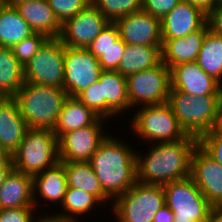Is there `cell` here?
<instances>
[{
	"mask_svg": "<svg viewBox=\"0 0 222 222\" xmlns=\"http://www.w3.org/2000/svg\"><path fill=\"white\" fill-rule=\"evenodd\" d=\"M197 145L198 138L188 135L178 141L153 144L146 157L136 154L137 181L164 185L190 177L191 158Z\"/></svg>",
	"mask_w": 222,
	"mask_h": 222,
	"instance_id": "obj_1",
	"label": "cell"
},
{
	"mask_svg": "<svg viewBox=\"0 0 222 222\" xmlns=\"http://www.w3.org/2000/svg\"><path fill=\"white\" fill-rule=\"evenodd\" d=\"M124 142V143H123ZM125 141L111 134L100 144L89 163L103 191L114 200L137 182L136 154Z\"/></svg>",
	"mask_w": 222,
	"mask_h": 222,
	"instance_id": "obj_2",
	"label": "cell"
},
{
	"mask_svg": "<svg viewBox=\"0 0 222 222\" xmlns=\"http://www.w3.org/2000/svg\"><path fill=\"white\" fill-rule=\"evenodd\" d=\"M68 97L63 88L27 82L13 96L28 128L50 130L55 127Z\"/></svg>",
	"mask_w": 222,
	"mask_h": 222,
	"instance_id": "obj_3",
	"label": "cell"
},
{
	"mask_svg": "<svg viewBox=\"0 0 222 222\" xmlns=\"http://www.w3.org/2000/svg\"><path fill=\"white\" fill-rule=\"evenodd\" d=\"M167 103L185 132L199 138L213 130L222 95L194 96L170 89Z\"/></svg>",
	"mask_w": 222,
	"mask_h": 222,
	"instance_id": "obj_4",
	"label": "cell"
},
{
	"mask_svg": "<svg viewBox=\"0 0 222 222\" xmlns=\"http://www.w3.org/2000/svg\"><path fill=\"white\" fill-rule=\"evenodd\" d=\"M11 158L13 169L34 177L60 161L58 138L53 130L29 128Z\"/></svg>",
	"mask_w": 222,
	"mask_h": 222,
	"instance_id": "obj_5",
	"label": "cell"
},
{
	"mask_svg": "<svg viewBox=\"0 0 222 222\" xmlns=\"http://www.w3.org/2000/svg\"><path fill=\"white\" fill-rule=\"evenodd\" d=\"M112 204L117 222H153L156 212L165 204L163 185L137 181Z\"/></svg>",
	"mask_w": 222,
	"mask_h": 222,
	"instance_id": "obj_6",
	"label": "cell"
},
{
	"mask_svg": "<svg viewBox=\"0 0 222 222\" xmlns=\"http://www.w3.org/2000/svg\"><path fill=\"white\" fill-rule=\"evenodd\" d=\"M130 127L150 144L174 142L188 136L168 103L138 108Z\"/></svg>",
	"mask_w": 222,
	"mask_h": 222,
	"instance_id": "obj_7",
	"label": "cell"
},
{
	"mask_svg": "<svg viewBox=\"0 0 222 222\" xmlns=\"http://www.w3.org/2000/svg\"><path fill=\"white\" fill-rule=\"evenodd\" d=\"M165 204L174 213V222H207L212 206L191 177L163 185Z\"/></svg>",
	"mask_w": 222,
	"mask_h": 222,
	"instance_id": "obj_8",
	"label": "cell"
},
{
	"mask_svg": "<svg viewBox=\"0 0 222 222\" xmlns=\"http://www.w3.org/2000/svg\"><path fill=\"white\" fill-rule=\"evenodd\" d=\"M126 86L131 108L167 103L171 89L170 69L161 61L155 67L127 76Z\"/></svg>",
	"mask_w": 222,
	"mask_h": 222,
	"instance_id": "obj_9",
	"label": "cell"
},
{
	"mask_svg": "<svg viewBox=\"0 0 222 222\" xmlns=\"http://www.w3.org/2000/svg\"><path fill=\"white\" fill-rule=\"evenodd\" d=\"M65 46L59 38H48L24 65L25 82L63 88Z\"/></svg>",
	"mask_w": 222,
	"mask_h": 222,
	"instance_id": "obj_10",
	"label": "cell"
},
{
	"mask_svg": "<svg viewBox=\"0 0 222 222\" xmlns=\"http://www.w3.org/2000/svg\"><path fill=\"white\" fill-rule=\"evenodd\" d=\"M63 89L69 97H77L98 81L104 71L97 58L87 48L65 46Z\"/></svg>",
	"mask_w": 222,
	"mask_h": 222,
	"instance_id": "obj_11",
	"label": "cell"
},
{
	"mask_svg": "<svg viewBox=\"0 0 222 222\" xmlns=\"http://www.w3.org/2000/svg\"><path fill=\"white\" fill-rule=\"evenodd\" d=\"M104 121L99 117L92 125L65 133L58 140L60 162H89L108 136L103 132Z\"/></svg>",
	"mask_w": 222,
	"mask_h": 222,
	"instance_id": "obj_12",
	"label": "cell"
},
{
	"mask_svg": "<svg viewBox=\"0 0 222 222\" xmlns=\"http://www.w3.org/2000/svg\"><path fill=\"white\" fill-rule=\"evenodd\" d=\"M110 22L91 3L62 24L59 39L64 46L87 48Z\"/></svg>",
	"mask_w": 222,
	"mask_h": 222,
	"instance_id": "obj_13",
	"label": "cell"
},
{
	"mask_svg": "<svg viewBox=\"0 0 222 222\" xmlns=\"http://www.w3.org/2000/svg\"><path fill=\"white\" fill-rule=\"evenodd\" d=\"M190 177L212 207H222V166L199 145L192 154Z\"/></svg>",
	"mask_w": 222,
	"mask_h": 222,
	"instance_id": "obj_14",
	"label": "cell"
},
{
	"mask_svg": "<svg viewBox=\"0 0 222 222\" xmlns=\"http://www.w3.org/2000/svg\"><path fill=\"white\" fill-rule=\"evenodd\" d=\"M114 24L126 44L162 46L161 20L142 9L117 19Z\"/></svg>",
	"mask_w": 222,
	"mask_h": 222,
	"instance_id": "obj_15",
	"label": "cell"
},
{
	"mask_svg": "<svg viewBox=\"0 0 222 222\" xmlns=\"http://www.w3.org/2000/svg\"><path fill=\"white\" fill-rule=\"evenodd\" d=\"M170 79L171 89L188 95H222V85L204 72L196 62L171 67Z\"/></svg>",
	"mask_w": 222,
	"mask_h": 222,
	"instance_id": "obj_16",
	"label": "cell"
},
{
	"mask_svg": "<svg viewBox=\"0 0 222 222\" xmlns=\"http://www.w3.org/2000/svg\"><path fill=\"white\" fill-rule=\"evenodd\" d=\"M207 22V14L189 2L181 0L161 20L162 39L186 37Z\"/></svg>",
	"mask_w": 222,
	"mask_h": 222,
	"instance_id": "obj_17",
	"label": "cell"
},
{
	"mask_svg": "<svg viewBox=\"0 0 222 222\" xmlns=\"http://www.w3.org/2000/svg\"><path fill=\"white\" fill-rule=\"evenodd\" d=\"M26 121L19 112L13 97H3L0 100V147L11 156L28 131Z\"/></svg>",
	"mask_w": 222,
	"mask_h": 222,
	"instance_id": "obj_18",
	"label": "cell"
},
{
	"mask_svg": "<svg viewBox=\"0 0 222 222\" xmlns=\"http://www.w3.org/2000/svg\"><path fill=\"white\" fill-rule=\"evenodd\" d=\"M209 30L207 22L186 37L162 39L161 61L170 69L182 63L195 62L203 39Z\"/></svg>",
	"mask_w": 222,
	"mask_h": 222,
	"instance_id": "obj_19",
	"label": "cell"
},
{
	"mask_svg": "<svg viewBox=\"0 0 222 222\" xmlns=\"http://www.w3.org/2000/svg\"><path fill=\"white\" fill-rule=\"evenodd\" d=\"M34 33L48 38H59L62 24L56 18L47 0H31L14 5Z\"/></svg>",
	"mask_w": 222,
	"mask_h": 222,
	"instance_id": "obj_20",
	"label": "cell"
},
{
	"mask_svg": "<svg viewBox=\"0 0 222 222\" xmlns=\"http://www.w3.org/2000/svg\"><path fill=\"white\" fill-rule=\"evenodd\" d=\"M102 91V118L109 119L129 110L126 77L118 71L104 70L99 78Z\"/></svg>",
	"mask_w": 222,
	"mask_h": 222,
	"instance_id": "obj_21",
	"label": "cell"
},
{
	"mask_svg": "<svg viewBox=\"0 0 222 222\" xmlns=\"http://www.w3.org/2000/svg\"><path fill=\"white\" fill-rule=\"evenodd\" d=\"M125 47L126 43L119 37L117 26L110 22L87 49L98 59L103 70L116 71Z\"/></svg>",
	"mask_w": 222,
	"mask_h": 222,
	"instance_id": "obj_22",
	"label": "cell"
},
{
	"mask_svg": "<svg viewBox=\"0 0 222 222\" xmlns=\"http://www.w3.org/2000/svg\"><path fill=\"white\" fill-rule=\"evenodd\" d=\"M35 207L33 177L12 169L0 187V209Z\"/></svg>",
	"mask_w": 222,
	"mask_h": 222,
	"instance_id": "obj_23",
	"label": "cell"
},
{
	"mask_svg": "<svg viewBox=\"0 0 222 222\" xmlns=\"http://www.w3.org/2000/svg\"><path fill=\"white\" fill-rule=\"evenodd\" d=\"M67 187L66 171L60 161L56 165L45 169L40 174L35 175L33 177V201L35 208L36 204H39L36 200L38 194L44 198L46 202L50 201L62 204Z\"/></svg>",
	"mask_w": 222,
	"mask_h": 222,
	"instance_id": "obj_24",
	"label": "cell"
},
{
	"mask_svg": "<svg viewBox=\"0 0 222 222\" xmlns=\"http://www.w3.org/2000/svg\"><path fill=\"white\" fill-rule=\"evenodd\" d=\"M98 118L99 116L78 98L68 97L59 113L53 132L59 140L65 133L92 125Z\"/></svg>",
	"mask_w": 222,
	"mask_h": 222,
	"instance_id": "obj_25",
	"label": "cell"
},
{
	"mask_svg": "<svg viewBox=\"0 0 222 222\" xmlns=\"http://www.w3.org/2000/svg\"><path fill=\"white\" fill-rule=\"evenodd\" d=\"M161 49L162 46L126 44L116 71L127 77L133 73L155 67L161 62Z\"/></svg>",
	"mask_w": 222,
	"mask_h": 222,
	"instance_id": "obj_26",
	"label": "cell"
},
{
	"mask_svg": "<svg viewBox=\"0 0 222 222\" xmlns=\"http://www.w3.org/2000/svg\"><path fill=\"white\" fill-rule=\"evenodd\" d=\"M64 165L69 188L84 190L101 203L111 198L103 191L99 179L89 162H61Z\"/></svg>",
	"mask_w": 222,
	"mask_h": 222,
	"instance_id": "obj_27",
	"label": "cell"
},
{
	"mask_svg": "<svg viewBox=\"0 0 222 222\" xmlns=\"http://www.w3.org/2000/svg\"><path fill=\"white\" fill-rule=\"evenodd\" d=\"M33 33L14 6L5 4L0 9V46L11 48Z\"/></svg>",
	"mask_w": 222,
	"mask_h": 222,
	"instance_id": "obj_28",
	"label": "cell"
},
{
	"mask_svg": "<svg viewBox=\"0 0 222 222\" xmlns=\"http://www.w3.org/2000/svg\"><path fill=\"white\" fill-rule=\"evenodd\" d=\"M24 83V67L11 48L0 46V93L4 97H13Z\"/></svg>",
	"mask_w": 222,
	"mask_h": 222,
	"instance_id": "obj_29",
	"label": "cell"
},
{
	"mask_svg": "<svg viewBox=\"0 0 222 222\" xmlns=\"http://www.w3.org/2000/svg\"><path fill=\"white\" fill-rule=\"evenodd\" d=\"M208 75L222 82V36L211 30L206 33L195 61Z\"/></svg>",
	"mask_w": 222,
	"mask_h": 222,
	"instance_id": "obj_30",
	"label": "cell"
},
{
	"mask_svg": "<svg viewBox=\"0 0 222 222\" xmlns=\"http://www.w3.org/2000/svg\"><path fill=\"white\" fill-rule=\"evenodd\" d=\"M100 203L95 196L84 190L67 187L63 203L61 204L62 212L60 211L59 214L56 213L54 215L50 214V216L60 221L78 222L77 216L80 217V215L89 213L93 207Z\"/></svg>",
	"mask_w": 222,
	"mask_h": 222,
	"instance_id": "obj_31",
	"label": "cell"
},
{
	"mask_svg": "<svg viewBox=\"0 0 222 222\" xmlns=\"http://www.w3.org/2000/svg\"><path fill=\"white\" fill-rule=\"evenodd\" d=\"M91 4L111 23L142 9V0H91Z\"/></svg>",
	"mask_w": 222,
	"mask_h": 222,
	"instance_id": "obj_32",
	"label": "cell"
},
{
	"mask_svg": "<svg viewBox=\"0 0 222 222\" xmlns=\"http://www.w3.org/2000/svg\"><path fill=\"white\" fill-rule=\"evenodd\" d=\"M47 39L48 37L42 33H33L29 37L23 39L20 43L14 44L11 47V50L13 55L18 59L22 66H24L36 55L38 49Z\"/></svg>",
	"mask_w": 222,
	"mask_h": 222,
	"instance_id": "obj_33",
	"label": "cell"
},
{
	"mask_svg": "<svg viewBox=\"0 0 222 222\" xmlns=\"http://www.w3.org/2000/svg\"><path fill=\"white\" fill-rule=\"evenodd\" d=\"M52 11L58 21L63 24L70 17L75 16L87 5L91 0H47Z\"/></svg>",
	"mask_w": 222,
	"mask_h": 222,
	"instance_id": "obj_34",
	"label": "cell"
},
{
	"mask_svg": "<svg viewBox=\"0 0 222 222\" xmlns=\"http://www.w3.org/2000/svg\"><path fill=\"white\" fill-rule=\"evenodd\" d=\"M78 98L86 107L102 118V91L101 82L98 80L81 92Z\"/></svg>",
	"mask_w": 222,
	"mask_h": 222,
	"instance_id": "obj_35",
	"label": "cell"
},
{
	"mask_svg": "<svg viewBox=\"0 0 222 222\" xmlns=\"http://www.w3.org/2000/svg\"><path fill=\"white\" fill-rule=\"evenodd\" d=\"M198 145L222 166V136L212 130L198 138Z\"/></svg>",
	"mask_w": 222,
	"mask_h": 222,
	"instance_id": "obj_36",
	"label": "cell"
},
{
	"mask_svg": "<svg viewBox=\"0 0 222 222\" xmlns=\"http://www.w3.org/2000/svg\"><path fill=\"white\" fill-rule=\"evenodd\" d=\"M181 0H142V10L162 20Z\"/></svg>",
	"mask_w": 222,
	"mask_h": 222,
	"instance_id": "obj_37",
	"label": "cell"
},
{
	"mask_svg": "<svg viewBox=\"0 0 222 222\" xmlns=\"http://www.w3.org/2000/svg\"><path fill=\"white\" fill-rule=\"evenodd\" d=\"M35 207L0 209V222H38L34 219ZM33 214V215H32Z\"/></svg>",
	"mask_w": 222,
	"mask_h": 222,
	"instance_id": "obj_38",
	"label": "cell"
},
{
	"mask_svg": "<svg viewBox=\"0 0 222 222\" xmlns=\"http://www.w3.org/2000/svg\"><path fill=\"white\" fill-rule=\"evenodd\" d=\"M209 30L222 36V5L214 7L207 14Z\"/></svg>",
	"mask_w": 222,
	"mask_h": 222,
	"instance_id": "obj_39",
	"label": "cell"
},
{
	"mask_svg": "<svg viewBox=\"0 0 222 222\" xmlns=\"http://www.w3.org/2000/svg\"><path fill=\"white\" fill-rule=\"evenodd\" d=\"M153 222H174V213L164 204L155 214Z\"/></svg>",
	"mask_w": 222,
	"mask_h": 222,
	"instance_id": "obj_40",
	"label": "cell"
},
{
	"mask_svg": "<svg viewBox=\"0 0 222 222\" xmlns=\"http://www.w3.org/2000/svg\"><path fill=\"white\" fill-rule=\"evenodd\" d=\"M12 169V158L8 155L4 160L0 161V187Z\"/></svg>",
	"mask_w": 222,
	"mask_h": 222,
	"instance_id": "obj_41",
	"label": "cell"
},
{
	"mask_svg": "<svg viewBox=\"0 0 222 222\" xmlns=\"http://www.w3.org/2000/svg\"><path fill=\"white\" fill-rule=\"evenodd\" d=\"M189 2L193 6L200 8L204 13L208 14L214 7V0H183Z\"/></svg>",
	"mask_w": 222,
	"mask_h": 222,
	"instance_id": "obj_42",
	"label": "cell"
},
{
	"mask_svg": "<svg viewBox=\"0 0 222 222\" xmlns=\"http://www.w3.org/2000/svg\"><path fill=\"white\" fill-rule=\"evenodd\" d=\"M207 222H222V207H212Z\"/></svg>",
	"mask_w": 222,
	"mask_h": 222,
	"instance_id": "obj_43",
	"label": "cell"
},
{
	"mask_svg": "<svg viewBox=\"0 0 222 222\" xmlns=\"http://www.w3.org/2000/svg\"><path fill=\"white\" fill-rule=\"evenodd\" d=\"M213 131L217 135L222 136V104H221V106L219 108L217 119H216V123H215V126L213 128Z\"/></svg>",
	"mask_w": 222,
	"mask_h": 222,
	"instance_id": "obj_44",
	"label": "cell"
},
{
	"mask_svg": "<svg viewBox=\"0 0 222 222\" xmlns=\"http://www.w3.org/2000/svg\"><path fill=\"white\" fill-rule=\"evenodd\" d=\"M38 222H68V221L56 220L47 214L46 216H42V217L40 216L38 219Z\"/></svg>",
	"mask_w": 222,
	"mask_h": 222,
	"instance_id": "obj_45",
	"label": "cell"
},
{
	"mask_svg": "<svg viewBox=\"0 0 222 222\" xmlns=\"http://www.w3.org/2000/svg\"><path fill=\"white\" fill-rule=\"evenodd\" d=\"M26 1H31V0H6V4L14 6L17 3H22Z\"/></svg>",
	"mask_w": 222,
	"mask_h": 222,
	"instance_id": "obj_46",
	"label": "cell"
},
{
	"mask_svg": "<svg viewBox=\"0 0 222 222\" xmlns=\"http://www.w3.org/2000/svg\"><path fill=\"white\" fill-rule=\"evenodd\" d=\"M7 156L5 151L0 147V161L4 160Z\"/></svg>",
	"mask_w": 222,
	"mask_h": 222,
	"instance_id": "obj_47",
	"label": "cell"
},
{
	"mask_svg": "<svg viewBox=\"0 0 222 222\" xmlns=\"http://www.w3.org/2000/svg\"><path fill=\"white\" fill-rule=\"evenodd\" d=\"M214 2H215V7L222 5V0H214Z\"/></svg>",
	"mask_w": 222,
	"mask_h": 222,
	"instance_id": "obj_48",
	"label": "cell"
},
{
	"mask_svg": "<svg viewBox=\"0 0 222 222\" xmlns=\"http://www.w3.org/2000/svg\"><path fill=\"white\" fill-rule=\"evenodd\" d=\"M6 4V0H0V9Z\"/></svg>",
	"mask_w": 222,
	"mask_h": 222,
	"instance_id": "obj_49",
	"label": "cell"
},
{
	"mask_svg": "<svg viewBox=\"0 0 222 222\" xmlns=\"http://www.w3.org/2000/svg\"><path fill=\"white\" fill-rule=\"evenodd\" d=\"M4 96L0 93V100L3 98Z\"/></svg>",
	"mask_w": 222,
	"mask_h": 222,
	"instance_id": "obj_50",
	"label": "cell"
}]
</instances>
